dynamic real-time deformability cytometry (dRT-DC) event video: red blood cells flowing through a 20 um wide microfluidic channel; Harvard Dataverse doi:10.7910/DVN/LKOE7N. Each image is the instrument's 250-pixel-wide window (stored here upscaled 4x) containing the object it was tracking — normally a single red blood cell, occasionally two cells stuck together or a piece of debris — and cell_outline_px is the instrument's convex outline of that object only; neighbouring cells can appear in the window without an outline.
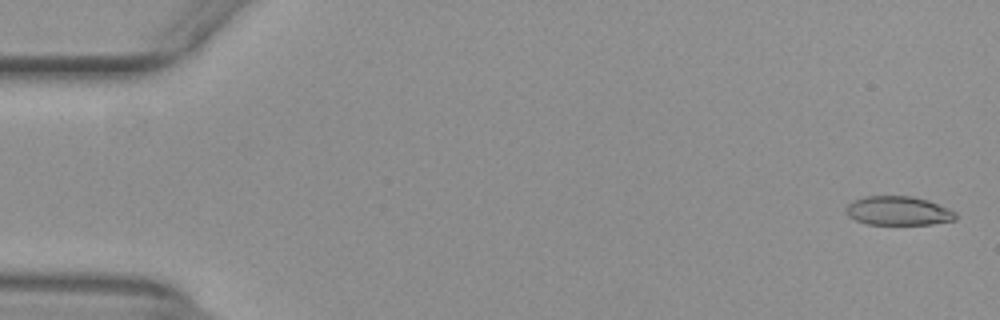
{"species": "common noctule bat (a hibernating species)", "species_latin": "Nyctalus noctula", "temperature_condition": "warm", "stored_images_in_passage": 53, "camera_frame_rate_fps": 3000, "um_per_image_px": 0.085, "animal": {"sex": "female", "body_mass_g": 29.2, "forearm_length_mm": 56.3}, "frame": {"image": 1, "passage_image": 2, "time_ms": 0.333, "image_size_px": [1000, 320], "cell_outline_px": [[956, 220], [932, 224], [868, 224], [856, 220], [848, 216], [844, 212], [844, 208], [852, 200], [864, 196], [912, 196], [928, 200], [948, 208], [956, 212]], "centroid_in_image_um": [76.32, 17.91], "position_along_channel_um": 8.7, "area_um2": 18.67}}
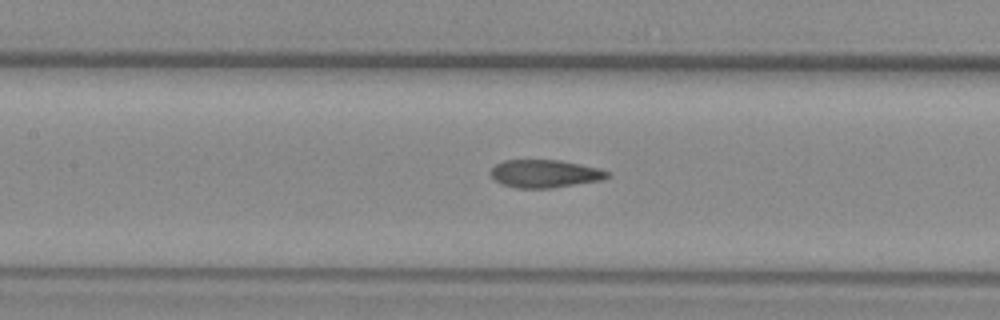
{"frame": {"image": 2, "passage_image": 25, "time_ms": 8.0, "image_size_px": [1000, 320], "cell_outline_px": [[612, 176], [604, 180], [552, 188], [516, 188], [500, 184], [488, 172], [496, 164], [504, 160], [560, 160], [600, 168], [608, 172]], "centroid_in_image_um": [46.33, 14.77], "position_along_channel_um": 161.1, "area_um2": 19.19}}
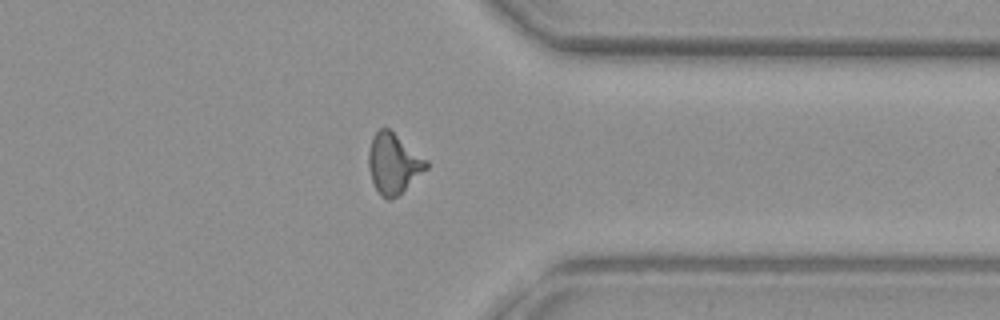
{"frame": {"image": 3, "passage_image": 42, "time_ms": 13.667, "image_size_px": [1000, 320], "cell_outline_px": [[428, 168], [396, 196], [388, 200], [380, 196], [372, 180], [368, 168], [368, 152], [372, 136], [380, 128], [388, 128], [428, 160]], "centroid_in_image_um": [33.43, 13.89], "position_along_channel_um": 378.0, "area_um2": 20.06}, "authors_computed_cell_mechanics": {"area_um2": 19.3052, "velocity_mm_per_s": 3.9496, "shape_relaxation_time_tau1_ms": null, "shape_relaxation_time_tau2_ms": 2.033, "deformation_change_tau1": null, "deformation_change_tau2": 0.0852}}